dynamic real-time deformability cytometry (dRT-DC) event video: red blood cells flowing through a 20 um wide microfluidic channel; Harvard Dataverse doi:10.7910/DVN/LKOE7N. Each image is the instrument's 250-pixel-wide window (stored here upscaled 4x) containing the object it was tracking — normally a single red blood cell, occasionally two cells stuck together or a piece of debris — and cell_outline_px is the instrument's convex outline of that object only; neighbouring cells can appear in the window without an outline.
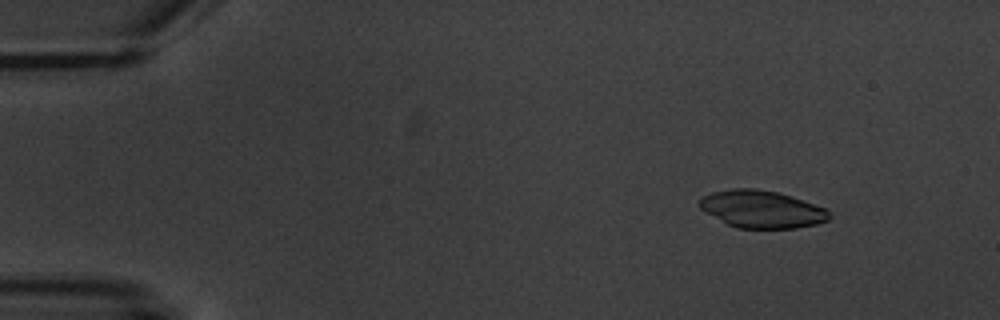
{"species": "common noctule bat (a hibernating species)", "species_latin": "Nyctalus noctula", "temperature_condition": "warm", "stored_images_in_passage": 3, "camera_frame_rate_fps": 3000, "um_per_image_px": 0.085, "animal": {"sex": "male", "body_mass_g": 20.1, "forearm_length_mm": 53.5}, "frame": {"image": 1, "passage_image": 1, "time_ms": 0.0, "image_size_px": [1000, 320], "cell_outline_px": [[832, 216], [828, 220], [816, 224], [796, 228], [736, 228], [728, 224], [700, 208], [696, 204], [704, 196], [712, 192], [732, 188], [752, 188], [776, 192], [792, 196], [824, 208]], "centroid_in_image_um": [64.74, 17.78], "position_along_channel_um": 20.3, "area_um2": 28.03}}